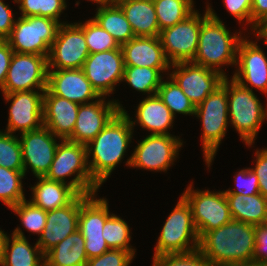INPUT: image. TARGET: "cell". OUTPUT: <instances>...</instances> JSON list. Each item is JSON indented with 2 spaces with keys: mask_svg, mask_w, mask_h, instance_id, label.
<instances>
[{
  "mask_svg": "<svg viewBox=\"0 0 267 266\" xmlns=\"http://www.w3.org/2000/svg\"><path fill=\"white\" fill-rule=\"evenodd\" d=\"M22 91L3 94L4 99L12 101L9 108V118L6 132L25 133L38 130L43 126V96L44 91Z\"/></svg>",
  "mask_w": 267,
  "mask_h": 266,
  "instance_id": "obj_18",
  "label": "cell"
},
{
  "mask_svg": "<svg viewBox=\"0 0 267 266\" xmlns=\"http://www.w3.org/2000/svg\"><path fill=\"white\" fill-rule=\"evenodd\" d=\"M230 81L228 77L222 81L227 89L229 122L240 134L245 145L251 146L262 122L267 118V109L251 88H244L232 78Z\"/></svg>",
  "mask_w": 267,
  "mask_h": 266,
  "instance_id": "obj_5",
  "label": "cell"
},
{
  "mask_svg": "<svg viewBox=\"0 0 267 266\" xmlns=\"http://www.w3.org/2000/svg\"><path fill=\"white\" fill-rule=\"evenodd\" d=\"M123 10L135 37H159L160 28L154 2L150 0H116Z\"/></svg>",
  "mask_w": 267,
  "mask_h": 266,
  "instance_id": "obj_27",
  "label": "cell"
},
{
  "mask_svg": "<svg viewBox=\"0 0 267 266\" xmlns=\"http://www.w3.org/2000/svg\"><path fill=\"white\" fill-rule=\"evenodd\" d=\"M0 265L45 266V254L41 251L37 242L32 247L26 239L24 232L17 227L13 231L11 239L6 235Z\"/></svg>",
  "mask_w": 267,
  "mask_h": 266,
  "instance_id": "obj_26",
  "label": "cell"
},
{
  "mask_svg": "<svg viewBox=\"0 0 267 266\" xmlns=\"http://www.w3.org/2000/svg\"><path fill=\"white\" fill-rule=\"evenodd\" d=\"M85 239L76 230L45 254V266H85Z\"/></svg>",
  "mask_w": 267,
  "mask_h": 266,
  "instance_id": "obj_29",
  "label": "cell"
},
{
  "mask_svg": "<svg viewBox=\"0 0 267 266\" xmlns=\"http://www.w3.org/2000/svg\"><path fill=\"white\" fill-rule=\"evenodd\" d=\"M15 21L8 4L0 0V40H6L9 37Z\"/></svg>",
  "mask_w": 267,
  "mask_h": 266,
  "instance_id": "obj_47",
  "label": "cell"
},
{
  "mask_svg": "<svg viewBox=\"0 0 267 266\" xmlns=\"http://www.w3.org/2000/svg\"><path fill=\"white\" fill-rule=\"evenodd\" d=\"M13 53L7 40H0V89L2 91Z\"/></svg>",
  "mask_w": 267,
  "mask_h": 266,
  "instance_id": "obj_48",
  "label": "cell"
},
{
  "mask_svg": "<svg viewBox=\"0 0 267 266\" xmlns=\"http://www.w3.org/2000/svg\"><path fill=\"white\" fill-rule=\"evenodd\" d=\"M267 18V0H252L251 6V28L253 31L256 26Z\"/></svg>",
  "mask_w": 267,
  "mask_h": 266,
  "instance_id": "obj_49",
  "label": "cell"
},
{
  "mask_svg": "<svg viewBox=\"0 0 267 266\" xmlns=\"http://www.w3.org/2000/svg\"><path fill=\"white\" fill-rule=\"evenodd\" d=\"M79 212L80 194L67 206L47 211L46 225L37 241L44 254L78 230Z\"/></svg>",
  "mask_w": 267,
  "mask_h": 266,
  "instance_id": "obj_22",
  "label": "cell"
},
{
  "mask_svg": "<svg viewBox=\"0 0 267 266\" xmlns=\"http://www.w3.org/2000/svg\"><path fill=\"white\" fill-rule=\"evenodd\" d=\"M48 56L14 52L10 61L3 94L22 91H45L48 78ZM35 87V88H34Z\"/></svg>",
  "mask_w": 267,
  "mask_h": 266,
  "instance_id": "obj_11",
  "label": "cell"
},
{
  "mask_svg": "<svg viewBox=\"0 0 267 266\" xmlns=\"http://www.w3.org/2000/svg\"><path fill=\"white\" fill-rule=\"evenodd\" d=\"M207 10L209 16L201 23L197 53L192 63L212 69L227 77L220 67L222 65L236 66L237 48L242 35L240 32L231 35L229 29H226L224 23L209 5Z\"/></svg>",
  "mask_w": 267,
  "mask_h": 266,
  "instance_id": "obj_3",
  "label": "cell"
},
{
  "mask_svg": "<svg viewBox=\"0 0 267 266\" xmlns=\"http://www.w3.org/2000/svg\"><path fill=\"white\" fill-rule=\"evenodd\" d=\"M198 247L199 234L193 221L192 210L181 196L163 225L153 257L168 253H186Z\"/></svg>",
  "mask_w": 267,
  "mask_h": 266,
  "instance_id": "obj_7",
  "label": "cell"
},
{
  "mask_svg": "<svg viewBox=\"0 0 267 266\" xmlns=\"http://www.w3.org/2000/svg\"><path fill=\"white\" fill-rule=\"evenodd\" d=\"M237 189L226 190L225 194L254 195L259 193L258 177L250 168L240 170L235 176Z\"/></svg>",
  "mask_w": 267,
  "mask_h": 266,
  "instance_id": "obj_43",
  "label": "cell"
},
{
  "mask_svg": "<svg viewBox=\"0 0 267 266\" xmlns=\"http://www.w3.org/2000/svg\"><path fill=\"white\" fill-rule=\"evenodd\" d=\"M192 187L190 184L181 196L190 205L200 239L206 232L230 222L232 217L224 191H198Z\"/></svg>",
  "mask_w": 267,
  "mask_h": 266,
  "instance_id": "obj_9",
  "label": "cell"
},
{
  "mask_svg": "<svg viewBox=\"0 0 267 266\" xmlns=\"http://www.w3.org/2000/svg\"><path fill=\"white\" fill-rule=\"evenodd\" d=\"M76 176L69 181L66 177ZM47 179L68 184L78 194L90 195L96 193L99 185L92 179L87 162L85 144L61 140L58 144L51 167L45 176Z\"/></svg>",
  "mask_w": 267,
  "mask_h": 266,
  "instance_id": "obj_4",
  "label": "cell"
},
{
  "mask_svg": "<svg viewBox=\"0 0 267 266\" xmlns=\"http://www.w3.org/2000/svg\"><path fill=\"white\" fill-rule=\"evenodd\" d=\"M233 220L260 225L267 222V198L254 195L225 194Z\"/></svg>",
  "mask_w": 267,
  "mask_h": 266,
  "instance_id": "obj_30",
  "label": "cell"
},
{
  "mask_svg": "<svg viewBox=\"0 0 267 266\" xmlns=\"http://www.w3.org/2000/svg\"><path fill=\"white\" fill-rule=\"evenodd\" d=\"M245 36L240 40L237 48L238 67L232 79L244 88L249 85L267 95V57L256 42L249 41ZM247 83V84H246Z\"/></svg>",
  "mask_w": 267,
  "mask_h": 266,
  "instance_id": "obj_20",
  "label": "cell"
},
{
  "mask_svg": "<svg viewBox=\"0 0 267 266\" xmlns=\"http://www.w3.org/2000/svg\"><path fill=\"white\" fill-rule=\"evenodd\" d=\"M6 235L7 234H5L4 231L0 229V263L3 257V246H4Z\"/></svg>",
  "mask_w": 267,
  "mask_h": 266,
  "instance_id": "obj_51",
  "label": "cell"
},
{
  "mask_svg": "<svg viewBox=\"0 0 267 266\" xmlns=\"http://www.w3.org/2000/svg\"><path fill=\"white\" fill-rule=\"evenodd\" d=\"M96 194H80L78 229L85 239L88 260L110 250L103 237V227L109 214L106 198L96 199Z\"/></svg>",
  "mask_w": 267,
  "mask_h": 266,
  "instance_id": "obj_12",
  "label": "cell"
},
{
  "mask_svg": "<svg viewBox=\"0 0 267 266\" xmlns=\"http://www.w3.org/2000/svg\"><path fill=\"white\" fill-rule=\"evenodd\" d=\"M125 109L120 110L87 145V162L92 179L99 185L106 181L124 158L132 142L134 128ZM92 155V160L89 157Z\"/></svg>",
  "mask_w": 267,
  "mask_h": 266,
  "instance_id": "obj_1",
  "label": "cell"
},
{
  "mask_svg": "<svg viewBox=\"0 0 267 266\" xmlns=\"http://www.w3.org/2000/svg\"><path fill=\"white\" fill-rule=\"evenodd\" d=\"M103 237L110 249H122L135 256V250L129 245L131 240L130 229L123 219L111 214L105 221Z\"/></svg>",
  "mask_w": 267,
  "mask_h": 266,
  "instance_id": "obj_36",
  "label": "cell"
},
{
  "mask_svg": "<svg viewBox=\"0 0 267 266\" xmlns=\"http://www.w3.org/2000/svg\"><path fill=\"white\" fill-rule=\"evenodd\" d=\"M93 19L121 46L135 37L123 10L116 3H99Z\"/></svg>",
  "mask_w": 267,
  "mask_h": 266,
  "instance_id": "obj_31",
  "label": "cell"
},
{
  "mask_svg": "<svg viewBox=\"0 0 267 266\" xmlns=\"http://www.w3.org/2000/svg\"><path fill=\"white\" fill-rule=\"evenodd\" d=\"M61 24L47 17L21 16L6 40L16 53L48 56Z\"/></svg>",
  "mask_w": 267,
  "mask_h": 266,
  "instance_id": "obj_8",
  "label": "cell"
},
{
  "mask_svg": "<svg viewBox=\"0 0 267 266\" xmlns=\"http://www.w3.org/2000/svg\"><path fill=\"white\" fill-rule=\"evenodd\" d=\"M57 136L42 126L38 130L22 133L20 138L24 175L31 168L35 177H45L48 173L56 148ZM29 166V167H28Z\"/></svg>",
  "mask_w": 267,
  "mask_h": 266,
  "instance_id": "obj_19",
  "label": "cell"
},
{
  "mask_svg": "<svg viewBox=\"0 0 267 266\" xmlns=\"http://www.w3.org/2000/svg\"><path fill=\"white\" fill-rule=\"evenodd\" d=\"M253 32H256L255 34L258 37V40L259 38H261V40L263 38L265 44L267 45V18L258 24Z\"/></svg>",
  "mask_w": 267,
  "mask_h": 266,
  "instance_id": "obj_50",
  "label": "cell"
},
{
  "mask_svg": "<svg viewBox=\"0 0 267 266\" xmlns=\"http://www.w3.org/2000/svg\"><path fill=\"white\" fill-rule=\"evenodd\" d=\"M255 168H250L258 177L259 193L267 198V149L256 151Z\"/></svg>",
  "mask_w": 267,
  "mask_h": 266,
  "instance_id": "obj_46",
  "label": "cell"
},
{
  "mask_svg": "<svg viewBox=\"0 0 267 266\" xmlns=\"http://www.w3.org/2000/svg\"><path fill=\"white\" fill-rule=\"evenodd\" d=\"M229 266H267V265H261L257 263H243V264H234V265H229Z\"/></svg>",
  "mask_w": 267,
  "mask_h": 266,
  "instance_id": "obj_52",
  "label": "cell"
},
{
  "mask_svg": "<svg viewBox=\"0 0 267 266\" xmlns=\"http://www.w3.org/2000/svg\"><path fill=\"white\" fill-rule=\"evenodd\" d=\"M88 56L89 50L80 23L63 22L50 46L48 70L82 69Z\"/></svg>",
  "mask_w": 267,
  "mask_h": 266,
  "instance_id": "obj_13",
  "label": "cell"
},
{
  "mask_svg": "<svg viewBox=\"0 0 267 266\" xmlns=\"http://www.w3.org/2000/svg\"><path fill=\"white\" fill-rule=\"evenodd\" d=\"M0 166L24 171L21 145L18 136L0 130Z\"/></svg>",
  "mask_w": 267,
  "mask_h": 266,
  "instance_id": "obj_39",
  "label": "cell"
},
{
  "mask_svg": "<svg viewBox=\"0 0 267 266\" xmlns=\"http://www.w3.org/2000/svg\"><path fill=\"white\" fill-rule=\"evenodd\" d=\"M255 247V225L231 220L206 232L199 239L200 252L211 266L252 263Z\"/></svg>",
  "mask_w": 267,
  "mask_h": 266,
  "instance_id": "obj_2",
  "label": "cell"
},
{
  "mask_svg": "<svg viewBox=\"0 0 267 266\" xmlns=\"http://www.w3.org/2000/svg\"><path fill=\"white\" fill-rule=\"evenodd\" d=\"M174 117L158 94H155L147 96L139 103L136 111L137 122L130 120V123L132 127L139 123L143 129L152 131L151 134L171 135L168 129L173 127Z\"/></svg>",
  "mask_w": 267,
  "mask_h": 266,
  "instance_id": "obj_25",
  "label": "cell"
},
{
  "mask_svg": "<svg viewBox=\"0 0 267 266\" xmlns=\"http://www.w3.org/2000/svg\"><path fill=\"white\" fill-rule=\"evenodd\" d=\"M66 0H14L20 4L22 17L42 16L60 21V15L66 9Z\"/></svg>",
  "mask_w": 267,
  "mask_h": 266,
  "instance_id": "obj_38",
  "label": "cell"
},
{
  "mask_svg": "<svg viewBox=\"0 0 267 266\" xmlns=\"http://www.w3.org/2000/svg\"><path fill=\"white\" fill-rule=\"evenodd\" d=\"M253 263L267 265V222L255 225Z\"/></svg>",
  "mask_w": 267,
  "mask_h": 266,
  "instance_id": "obj_44",
  "label": "cell"
},
{
  "mask_svg": "<svg viewBox=\"0 0 267 266\" xmlns=\"http://www.w3.org/2000/svg\"><path fill=\"white\" fill-rule=\"evenodd\" d=\"M88 46L89 54L112 49H121L114 37L104 30L94 19L80 23Z\"/></svg>",
  "mask_w": 267,
  "mask_h": 266,
  "instance_id": "obj_37",
  "label": "cell"
},
{
  "mask_svg": "<svg viewBox=\"0 0 267 266\" xmlns=\"http://www.w3.org/2000/svg\"><path fill=\"white\" fill-rule=\"evenodd\" d=\"M170 66L173 71L169 77L175 80L195 107L220 87L225 78L217 71L192 62H180Z\"/></svg>",
  "mask_w": 267,
  "mask_h": 266,
  "instance_id": "obj_16",
  "label": "cell"
},
{
  "mask_svg": "<svg viewBox=\"0 0 267 266\" xmlns=\"http://www.w3.org/2000/svg\"><path fill=\"white\" fill-rule=\"evenodd\" d=\"M121 50L124 66L171 68L159 37H134Z\"/></svg>",
  "mask_w": 267,
  "mask_h": 266,
  "instance_id": "obj_24",
  "label": "cell"
},
{
  "mask_svg": "<svg viewBox=\"0 0 267 266\" xmlns=\"http://www.w3.org/2000/svg\"><path fill=\"white\" fill-rule=\"evenodd\" d=\"M24 171H14L0 166V200L8 208L25 200L22 179Z\"/></svg>",
  "mask_w": 267,
  "mask_h": 266,
  "instance_id": "obj_35",
  "label": "cell"
},
{
  "mask_svg": "<svg viewBox=\"0 0 267 266\" xmlns=\"http://www.w3.org/2000/svg\"><path fill=\"white\" fill-rule=\"evenodd\" d=\"M195 116L200 118L202 122L201 139L204 161L210 167L228 127L227 89L221 85L209 94L196 107Z\"/></svg>",
  "mask_w": 267,
  "mask_h": 266,
  "instance_id": "obj_6",
  "label": "cell"
},
{
  "mask_svg": "<svg viewBox=\"0 0 267 266\" xmlns=\"http://www.w3.org/2000/svg\"><path fill=\"white\" fill-rule=\"evenodd\" d=\"M209 16L196 11L176 25L160 31V41L170 64L192 62L196 53L201 23Z\"/></svg>",
  "mask_w": 267,
  "mask_h": 266,
  "instance_id": "obj_10",
  "label": "cell"
},
{
  "mask_svg": "<svg viewBox=\"0 0 267 266\" xmlns=\"http://www.w3.org/2000/svg\"><path fill=\"white\" fill-rule=\"evenodd\" d=\"M120 110H123L120 103L113 100L106 103L105 96L80 104L75 127L66 140L87 145Z\"/></svg>",
  "mask_w": 267,
  "mask_h": 266,
  "instance_id": "obj_17",
  "label": "cell"
},
{
  "mask_svg": "<svg viewBox=\"0 0 267 266\" xmlns=\"http://www.w3.org/2000/svg\"><path fill=\"white\" fill-rule=\"evenodd\" d=\"M152 266H211L199 249L186 253H168L153 257Z\"/></svg>",
  "mask_w": 267,
  "mask_h": 266,
  "instance_id": "obj_41",
  "label": "cell"
},
{
  "mask_svg": "<svg viewBox=\"0 0 267 266\" xmlns=\"http://www.w3.org/2000/svg\"><path fill=\"white\" fill-rule=\"evenodd\" d=\"M154 7L160 31L176 25L195 11L193 0H157Z\"/></svg>",
  "mask_w": 267,
  "mask_h": 266,
  "instance_id": "obj_33",
  "label": "cell"
},
{
  "mask_svg": "<svg viewBox=\"0 0 267 266\" xmlns=\"http://www.w3.org/2000/svg\"><path fill=\"white\" fill-rule=\"evenodd\" d=\"M228 12L241 23L245 20L251 24L252 0H223Z\"/></svg>",
  "mask_w": 267,
  "mask_h": 266,
  "instance_id": "obj_45",
  "label": "cell"
},
{
  "mask_svg": "<svg viewBox=\"0 0 267 266\" xmlns=\"http://www.w3.org/2000/svg\"><path fill=\"white\" fill-rule=\"evenodd\" d=\"M47 89L58 97L77 104H87L89 100L101 96L92 87L82 69L48 70Z\"/></svg>",
  "mask_w": 267,
  "mask_h": 266,
  "instance_id": "obj_21",
  "label": "cell"
},
{
  "mask_svg": "<svg viewBox=\"0 0 267 266\" xmlns=\"http://www.w3.org/2000/svg\"><path fill=\"white\" fill-rule=\"evenodd\" d=\"M39 182L31 187V203L45 211L59 209L70 204L79 194L68 184L37 177Z\"/></svg>",
  "mask_w": 267,
  "mask_h": 266,
  "instance_id": "obj_28",
  "label": "cell"
},
{
  "mask_svg": "<svg viewBox=\"0 0 267 266\" xmlns=\"http://www.w3.org/2000/svg\"><path fill=\"white\" fill-rule=\"evenodd\" d=\"M170 78L169 81H162L158 88V96L174 116L176 113L194 116L196 107L175 80L172 77Z\"/></svg>",
  "mask_w": 267,
  "mask_h": 266,
  "instance_id": "obj_34",
  "label": "cell"
},
{
  "mask_svg": "<svg viewBox=\"0 0 267 266\" xmlns=\"http://www.w3.org/2000/svg\"><path fill=\"white\" fill-rule=\"evenodd\" d=\"M181 141L172 135L150 134L138 143L126 165L150 171H167L179 154L183 145Z\"/></svg>",
  "mask_w": 267,
  "mask_h": 266,
  "instance_id": "obj_14",
  "label": "cell"
},
{
  "mask_svg": "<svg viewBox=\"0 0 267 266\" xmlns=\"http://www.w3.org/2000/svg\"><path fill=\"white\" fill-rule=\"evenodd\" d=\"M90 1H94L97 4H99V3H114V2H116V0H90Z\"/></svg>",
  "mask_w": 267,
  "mask_h": 266,
  "instance_id": "obj_53",
  "label": "cell"
},
{
  "mask_svg": "<svg viewBox=\"0 0 267 266\" xmlns=\"http://www.w3.org/2000/svg\"><path fill=\"white\" fill-rule=\"evenodd\" d=\"M20 218L21 224L33 234L41 235L46 225L47 211L26 199L10 208Z\"/></svg>",
  "mask_w": 267,
  "mask_h": 266,
  "instance_id": "obj_40",
  "label": "cell"
},
{
  "mask_svg": "<svg viewBox=\"0 0 267 266\" xmlns=\"http://www.w3.org/2000/svg\"><path fill=\"white\" fill-rule=\"evenodd\" d=\"M124 67L122 50L112 49L89 54L82 70L97 93L106 97L122 82Z\"/></svg>",
  "mask_w": 267,
  "mask_h": 266,
  "instance_id": "obj_15",
  "label": "cell"
},
{
  "mask_svg": "<svg viewBox=\"0 0 267 266\" xmlns=\"http://www.w3.org/2000/svg\"><path fill=\"white\" fill-rule=\"evenodd\" d=\"M170 68H150L139 66H125L122 81H126L133 89L155 95L162 83V74Z\"/></svg>",
  "mask_w": 267,
  "mask_h": 266,
  "instance_id": "obj_32",
  "label": "cell"
},
{
  "mask_svg": "<svg viewBox=\"0 0 267 266\" xmlns=\"http://www.w3.org/2000/svg\"><path fill=\"white\" fill-rule=\"evenodd\" d=\"M79 104L53 95L47 88L43 96V126L60 140L67 139L75 127Z\"/></svg>",
  "mask_w": 267,
  "mask_h": 266,
  "instance_id": "obj_23",
  "label": "cell"
},
{
  "mask_svg": "<svg viewBox=\"0 0 267 266\" xmlns=\"http://www.w3.org/2000/svg\"><path fill=\"white\" fill-rule=\"evenodd\" d=\"M133 258L129 251L110 249L98 257L89 259L85 266H129Z\"/></svg>",
  "mask_w": 267,
  "mask_h": 266,
  "instance_id": "obj_42",
  "label": "cell"
}]
</instances>
